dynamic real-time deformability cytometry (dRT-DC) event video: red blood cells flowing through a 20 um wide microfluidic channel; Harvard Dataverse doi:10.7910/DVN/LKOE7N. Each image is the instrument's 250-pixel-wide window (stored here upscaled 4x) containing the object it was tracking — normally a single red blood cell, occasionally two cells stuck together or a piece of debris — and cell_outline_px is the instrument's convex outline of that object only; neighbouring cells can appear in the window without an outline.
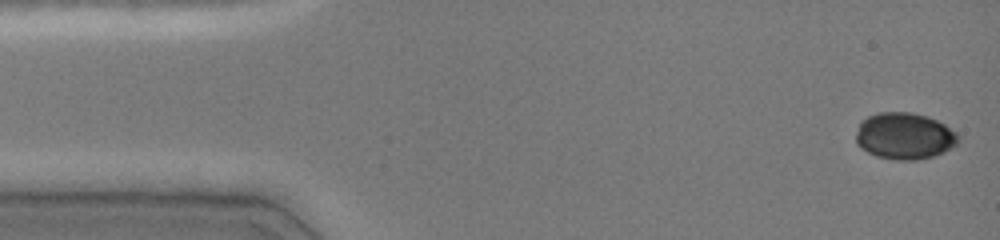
{"species": "common noctule bat (a hibernating species)", "species_latin": "Nyctalus noctula", "temperature_condition": "cold", "stored_images_in_passage": 47, "camera_frame_rate_fps": 3000, "um_per_image_px": 0.085, "animal": {"sex": "female", "body_mass_g": 19.0, "forearm_length_mm": 51.5}, "frame": {"image": 1, "passage_image": 1, "time_ms": 0.0, "image_size_px": [1000, 240], "cell_outline_px": [[960, 140], [956, 144], [944, 152], [936, 156], [916, 160], [896, 160], [876, 156], [860, 148], [856, 144], [856, 132], [860, 120], [868, 116], [880, 112], [912, 112], [928, 116], [944, 124], [956, 132], [960, 136]], "centroid_in_image_um": [76.87, 11.56], "position_along_channel_um": 8.1, "area_um2": 28.15}}
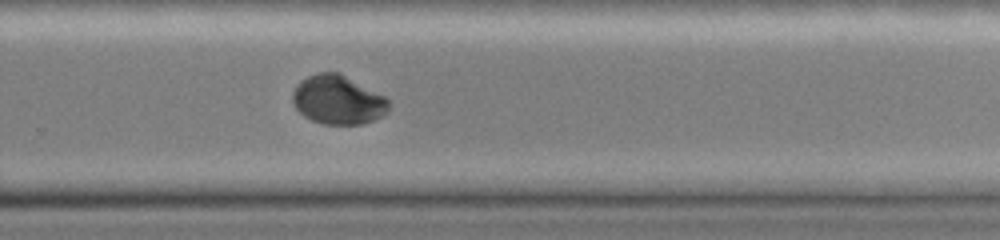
{"frame": {"image": 2, "passage_image": 31, "time_ms": 10.0, "image_size_px": [1000, 240], "cell_outline_px": [[388, 112], [372, 120], [360, 124], [324, 124], [312, 120], [304, 116], [296, 108], [292, 100], [292, 92], [296, 84], [300, 80], [316, 72], [340, 72], [388, 96]], "centroid_in_image_um": [28.73, 8.45], "position_along_channel_um": 301.1, "area_um2": 27.8}}
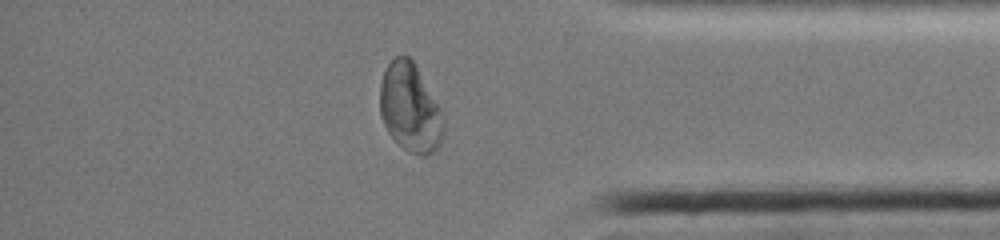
{"frame": {"image": 3, "passage_image": 39, "time_ms": 12.667, "image_size_px": [1000, 240], "cell_outline_px": [[444, 132], [440, 144], [432, 152], [424, 156], [408, 152], [388, 132], [380, 116], [380, 84], [384, 72], [388, 64], [396, 56], [408, 56], [416, 64], [440, 108], [444, 120]], "centroid_in_image_um": [34.86, 9.16], "position_along_channel_um": 400.3, "area_um2": 32.71}, "authors_computed_cell_mechanics": {"area_um2": 28.2642, "velocity_mm_per_s": 4.0417, "shape_relaxation_time_tau1_ms": 4.3847, "shape_relaxation_time_tau2_ms": null, "deformation_change_tau1": 0.1635, "deformation_change_tau2": null}}